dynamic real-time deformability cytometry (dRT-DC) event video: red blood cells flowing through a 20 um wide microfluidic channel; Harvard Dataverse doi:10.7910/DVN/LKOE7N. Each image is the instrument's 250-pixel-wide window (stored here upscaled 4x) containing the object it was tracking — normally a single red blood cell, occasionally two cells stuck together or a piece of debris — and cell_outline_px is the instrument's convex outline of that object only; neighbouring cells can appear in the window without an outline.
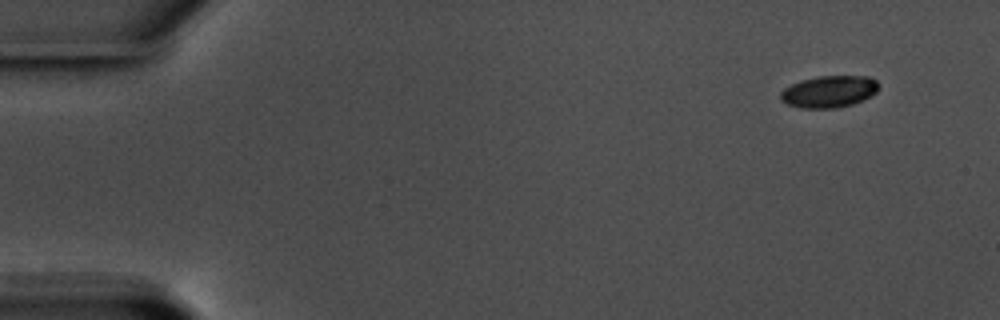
{"species": "common noctule bat (a hibernating species)", "species_latin": "Nyctalus noctula", "temperature_condition": "warm", "stored_images_in_passage": 55, "camera_frame_rate_fps": 3000, "um_per_image_px": 0.085, "animal": {"sex": "male", "body_mass_g": 17.5, "forearm_length_mm": 52.3}, "frame": {"image": 1, "passage_image": 1, "time_ms": 0.0, "image_size_px": [1000, 320], "cell_outline_px": [[880, 84], [876, 92], [872, 96], [864, 100], [852, 104], [836, 108], [800, 108], [788, 104], [780, 100], [780, 92], [784, 88], [792, 84], [804, 80], [820, 76], [868, 76], [876, 80]], "centroid_in_image_um": [70.5, 7.79], "position_along_channel_um": 14.5, "area_um2": 18.26}}
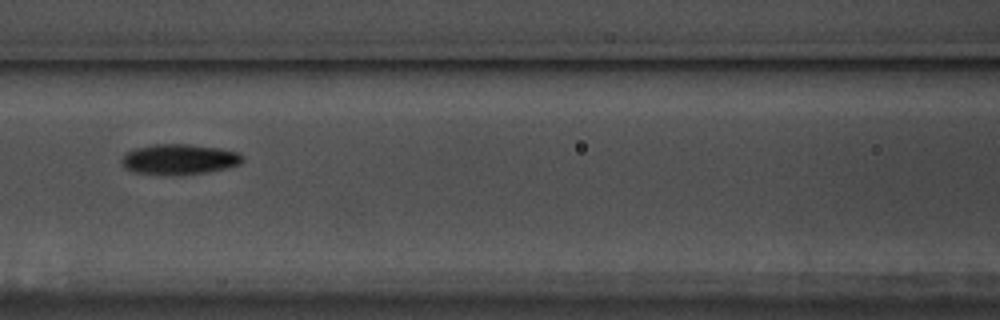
{"frame": {"image": 2, "passage_image": 23, "time_ms": 7.333, "image_size_px": [1000, 320], "cell_outline_px": [[244, 160], [240, 164], [228, 168], [208, 172], [180, 176], [168, 176], [132, 172], [124, 168], [120, 160], [124, 152], [136, 148], [152, 144], [188, 144], [220, 148], [236, 152], [244, 156]], "centroid_in_image_um": [15.2, 13.56], "position_along_channel_um": 151.4, "area_um2": 22.08}}
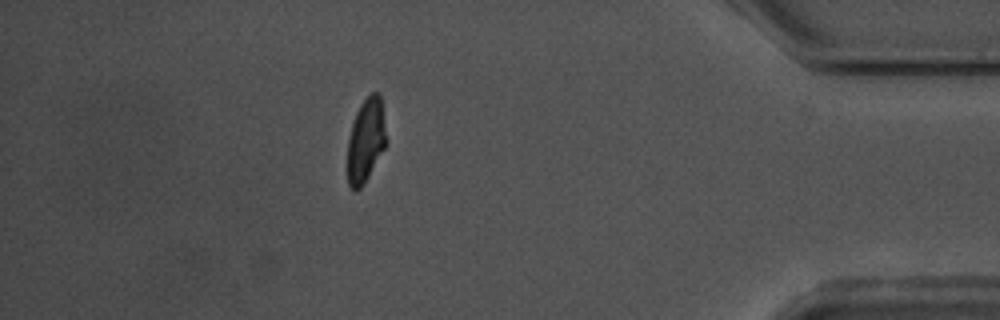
{"frame": {"image": 3, "passage_image": 48, "time_ms": 15.667, "image_size_px": [1000, 320], "cell_outline_px": [[388, 144], [364, 184], [356, 192], [348, 184], [348, 140], [352, 124], [356, 112], [360, 104], [372, 92], [380, 92], [388, 140]], "centroid_in_image_um": [31.14, 11.93], "position_along_channel_um": 404.1, "area_um2": 19.31}, "authors_computed_cell_mechanics": {"area_um2": 19.8832, "velocity_mm_per_s": 3.5445, "shape_relaxation_time_tau1_ms": 3.074, "shape_relaxation_time_tau2_ms": 3.2897, "deformation_change_tau1": 0.1602, "deformation_change_tau2": 0.0749}}